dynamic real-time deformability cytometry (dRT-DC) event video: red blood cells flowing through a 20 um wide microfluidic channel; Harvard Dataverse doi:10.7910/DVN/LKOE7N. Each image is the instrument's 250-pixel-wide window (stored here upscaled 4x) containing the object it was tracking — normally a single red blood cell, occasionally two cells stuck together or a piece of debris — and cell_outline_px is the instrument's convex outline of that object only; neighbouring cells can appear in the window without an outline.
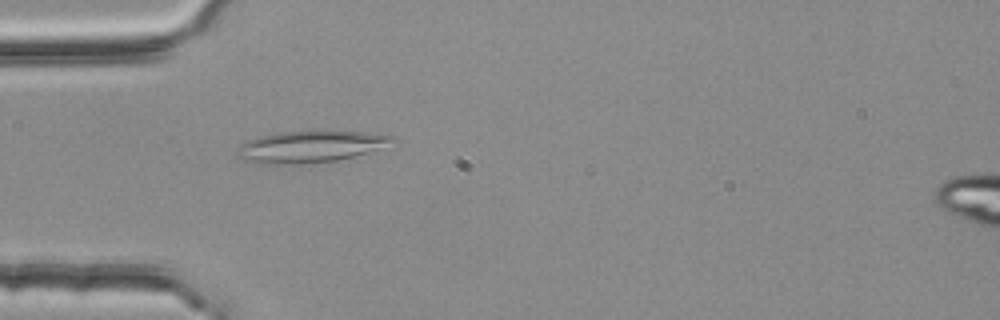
{"species": "common noctule bat (a hibernating species)", "species_latin": "Nyctalus noctula", "temperature_condition": "room temperature", "stored_images_in_passage": 41, "camera_frame_rate_fps": 3000, "um_per_image_px": 0.085, "animal": {"sex": "female", "body_mass_g": 25.1}, "frame": {"image": 1, "passage_image": 3, "time_ms": 0.667, "image_size_px": [1000, 320], "cell_outline_px": [[400, 144], [336, 160], [296, 164], [256, 164], [244, 160], [236, 156], [236, 148], [240, 144], [248, 140], [260, 136], [280, 132], [364, 132], [396, 136]], "centroid_in_image_um": [26.42, 12.47], "position_along_channel_um": 58.6, "area_um2": 28.78}}
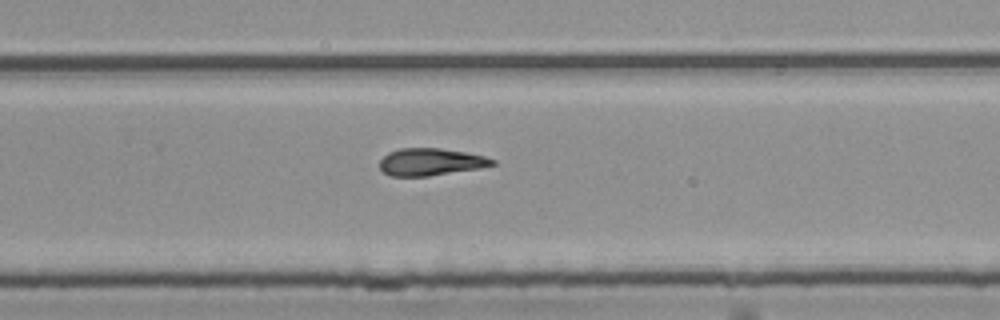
{"frame": {"image": 2, "passage_image": 22, "time_ms": 7.0, "image_size_px": [1000, 320], "cell_outline_px": [[496, 164], [480, 168], [428, 176], [392, 176], [384, 172], [380, 168], [380, 160], [388, 152], [400, 148], [440, 148], [464, 152], [484, 156], [496, 160]], "centroid_in_image_um": [36.61, 13.76], "position_along_channel_um": 293.2, "area_um2": 17.8}}
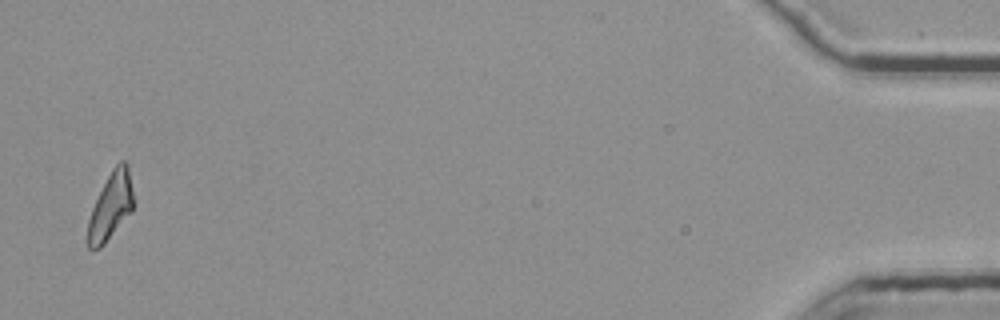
{"frame": {"image": 3, "passage_image": 40, "time_ms": 13.0, "image_size_px": [1000, 320], "cell_outline_px": [[132, 212], [104, 244], [100, 248], [88, 248], [88, 220], [92, 208], [112, 168], [120, 160], [124, 160], [128, 164], [132, 188]], "centroid_in_image_um": [9.42, 17.51], "position_along_channel_um": 425.8, "area_um2": 17.51}, "authors_computed_cell_mechanics": {"area_um2": 18.2648, "velocity_mm_per_s": 3.7706, "shape_relaxation_time_tau1_ms": null, "shape_relaxation_time_tau2_ms": 7.8329, "deformation_change_tau1": null, "deformation_change_tau2": 0.1883}}